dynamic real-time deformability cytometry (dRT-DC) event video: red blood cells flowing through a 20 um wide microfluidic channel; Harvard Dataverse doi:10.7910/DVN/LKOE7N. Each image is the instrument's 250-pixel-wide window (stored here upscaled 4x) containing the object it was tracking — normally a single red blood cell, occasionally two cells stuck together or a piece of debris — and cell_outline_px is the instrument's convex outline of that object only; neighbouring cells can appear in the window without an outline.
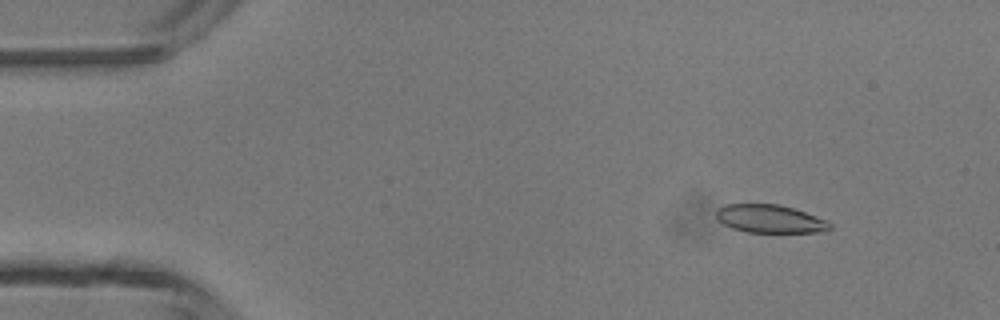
{"species": "common noctule bat (a hibernating species)", "species_latin": "Nyctalus noctula", "temperature_condition": "room temperature", "stored_images_in_passage": 47, "camera_frame_rate_fps": 3000, "um_per_image_px": 0.085, "animal": {"sex": "male", "body_mass_g": 13.3}, "frame": {"image": 1, "passage_image": 6, "time_ms": 1.667, "image_size_px": [1000, 320], "cell_outline_px": [[832, 228], [824, 232], [748, 232], [732, 228], [724, 224], [716, 216], [716, 208], [724, 204], [780, 204], [828, 220], [832, 224]], "centroid_in_image_um": [65.46, 18.6], "position_along_channel_um": 19.5, "area_um2": 18.67}}
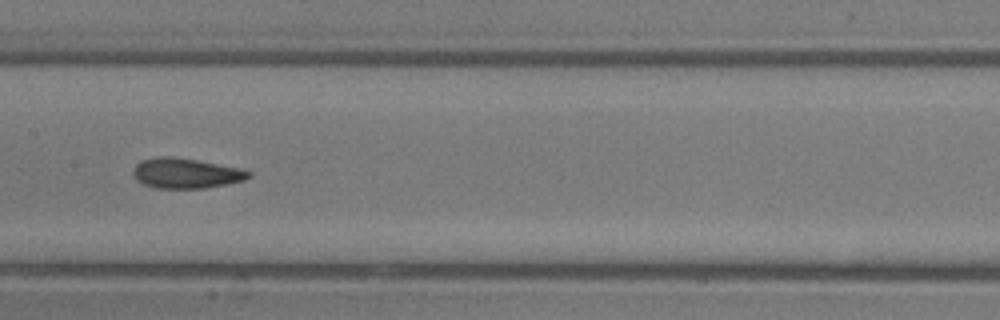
{"frame": {"image": 2, "passage_image": 24, "time_ms": 7.667, "image_size_px": [1000, 320], "cell_outline_px": [[252, 176], [244, 180], [228, 184], [204, 188], [156, 188], [144, 184], [136, 180], [132, 176], [132, 168], [140, 160], [156, 156], [176, 156], [236, 168], [252, 172]], "centroid_in_image_um": [15.73, 14.72], "position_along_channel_um": 191.7, "area_um2": 20.4}}
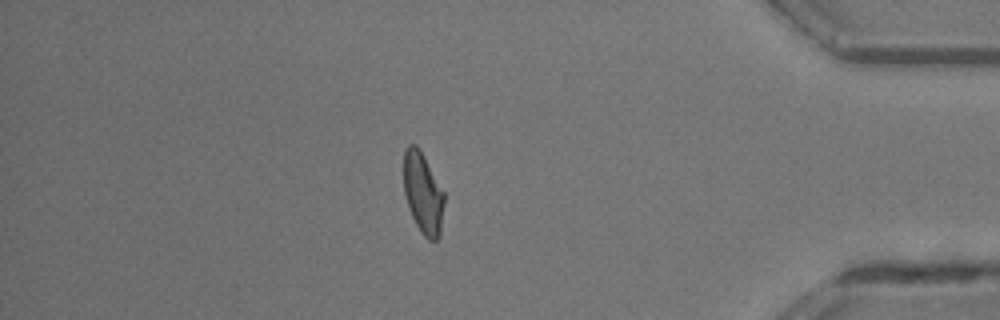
{"frame": {"image": 3, "passage_image": 41, "time_ms": 13.333, "image_size_px": [1000, 320], "cell_outline_px": [[444, 204], [440, 236], [436, 240], [428, 240], [420, 232], [412, 216], [404, 192], [404, 152], [408, 144], [416, 144], [420, 148], [444, 192]], "centroid_in_image_um": [35.96, 16.41], "position_along_channel_um": 399.2, "area_um2": 19.19}, "authors_computed_cell_mechanics": {"area_um2": 19.941, "velocity_mm_per_s": 4.3669, "shape_relaxation_time_tau1_ms": 3.3016, "shape_relaxation_time_tau2_ms": 1.8531, "deformation_change_tau1": 0.1542, "deformation_change_tau2": 0.1056}}